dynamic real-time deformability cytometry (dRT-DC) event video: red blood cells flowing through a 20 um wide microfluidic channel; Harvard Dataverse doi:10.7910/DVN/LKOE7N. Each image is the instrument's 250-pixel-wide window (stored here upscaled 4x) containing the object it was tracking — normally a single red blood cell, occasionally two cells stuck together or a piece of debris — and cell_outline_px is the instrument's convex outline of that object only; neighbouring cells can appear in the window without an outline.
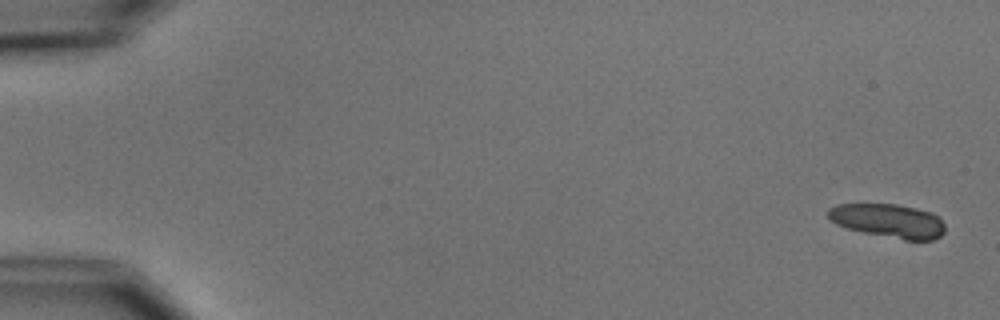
{"species": "common noctule bat (a hibernating species)", "species_latin": "Nyctalus noctula", "temperature_condition": "cold", "stored_images_in_passage": 5, "camera_frame_rate_fps": 3000, "um_per_image_px": 0.085, "animal": {"sex": "male", "body_mass_g": 15.6}, "frame": {"image": 1, "passage_image": 1, "time_ms": 0.0, "image_size_px": [1000, 320], "cell_outline_px": [[944, 232], [940, 236], [932, 240], [904, 240], [864, 232], [848, 228], [836, 224], [828, 216], [828, 208], [836, 204], [896, 204], [916, 208], [932, 212], [940, 216], [944, 224]], "centroid_in_image_um": [75.55, 18.76], "position_along_channel_um": 9.5, "area_um2": 23.06}}